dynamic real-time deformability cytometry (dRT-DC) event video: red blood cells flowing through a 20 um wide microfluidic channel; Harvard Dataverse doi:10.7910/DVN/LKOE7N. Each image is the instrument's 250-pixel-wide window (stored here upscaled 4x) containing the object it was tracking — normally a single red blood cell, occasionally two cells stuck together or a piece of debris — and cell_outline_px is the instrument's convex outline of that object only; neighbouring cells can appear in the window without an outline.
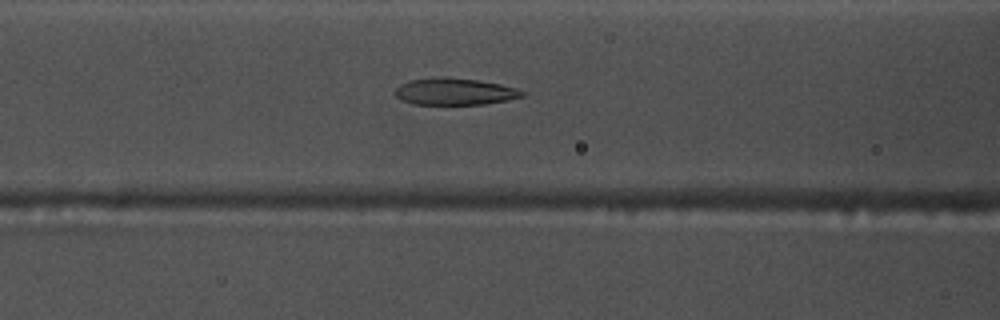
{"species": "common noctule bat (a hibernating species)", "species_latin": "Nyctalus noctula", "temperature_condition": "warm", "stored_images_in_passage": 53, "camera_frame_rate_fps": 3000, "um_per_image_px": 0.085, "animal": {"sex": "male", "body_mass_g": 17.5, "forearm_length_mm": 52.3}, "frame": {"image": 1, "passage_image": 21, "time_ms": 6.667, "image_size_px": [1000, 320], "cell_outline_px": [[524, 96], [508, 100], [484, 104], [412, 104], [400, 100], [392, 92], [400, 84], [408, 80], [436, 76], [448, 76], [480, 80], [500, 84], [516, 88], [524, 92]], "centroid_in_image_um": [38.59, 7.76], "position_along_channel_um": 128.0, "area_um2": 20.29}}
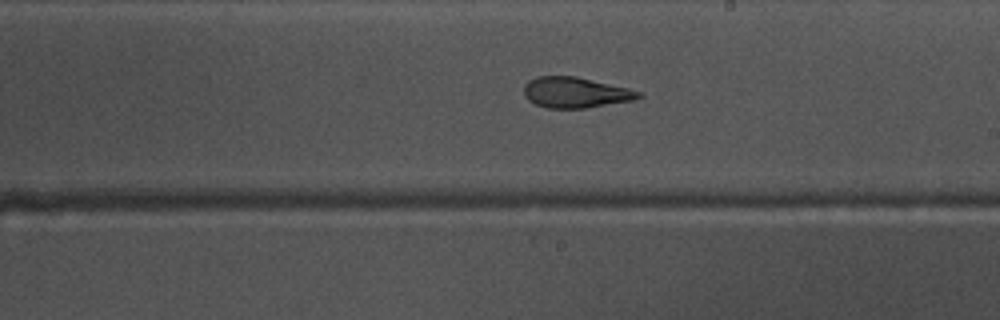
{"frame": {"image": 2, "passage_image": 30, "time_ms": 9.667, "image_size_px": [1000, 320], "cell_outline_px": [[644, 96], [632, 100], [584, 108], [548, 108], [536, 104], [528, 100], [524, 96], [524, 84], [528, 80], [536, 76], [576, 76], [628, 88], [640, 92]], "centroid_in_image_um": [48.87, 7.85], "position_along_channel_um": 240.1, "area_um2": 20.4}}
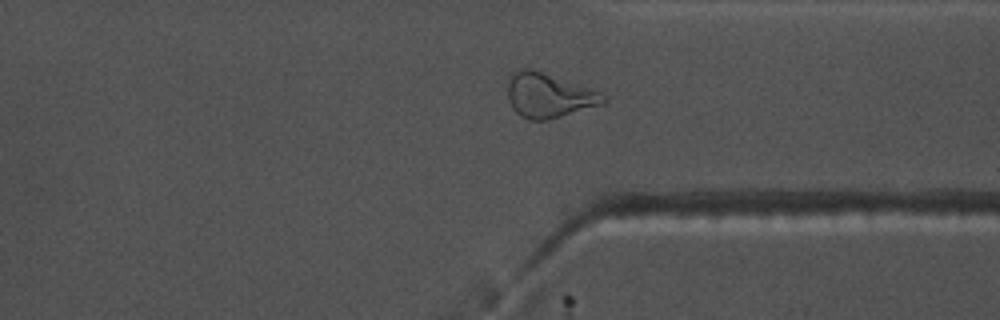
{"frame": {"image": 3, "passage_image": 40, "time_ms": 13.0, "image_size_px": [1000, 320], "cell_outline_px": [[608, 100], [604, 104], [548, 120], [532, 120], [520, 116], [512, 108], [508, 100], [508, 84], [512, 76], [520, 68], [532, 68], [600, 92]], "centroid_in_image_um": [46.64, 8.13], "position_along_channel_um": 364.8, "area_um2": 24.62}, "authors_computed_cell_mechanics": {"area_um2": 22.0796, "velocity_mm_per_s": 3.7496, "shape_relaxation_time_tau1_ms": 5.2466, "shape_relaxation_time_tau2_ms": 2.4592, "deformation_change_tau1": 0.1937, "deformation_change_tau2": 0.1181}}